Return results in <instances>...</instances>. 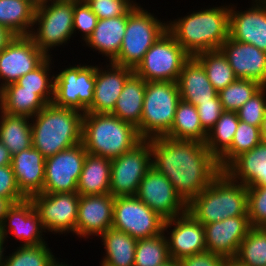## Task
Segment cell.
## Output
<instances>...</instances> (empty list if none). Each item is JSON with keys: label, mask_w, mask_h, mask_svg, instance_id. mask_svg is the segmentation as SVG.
I'll return each instance as SVG.
<instances>
[{"label": "cell", "mask_w": 266, "mask_h": 266, "mask_svg": "<svg viewBox=\"0 0 266 266\" xmlns=\"http://www.w3.org/2000/svg\"><path fill=\"white\" fill-rule=\"evenodd\" d=\"M148 140L152 166L169 179L187 205L221 172L217 159L205 143L166 136Z\"/></svg>", "instance_id": "1"}, {"label": "cell", "mask_w": 266, "mask_h": 266, "mask_svg": "<svg viewBox=\"0 0 266 266\" xmlns=\"http://www.w3.org/2000/svg\"><path fill=\"white\" fill-rule=\"evenodd\" d=\"M229 6L210 7L167 21V30L191 56L219 50L229 37Z\"/></svg>", "instance_id": "2"}, {"label": "cell", "mask_w": 266, "mask_h": 266, "mask_svg": "<svg viewBox=\"0 0 266 266\" xmlns=\"http://www.w3.org/2000/svg\"><path fill=\"white\" fill-rule=\"evenodd\" d=\"M84 113L48 103L31 117L32 146L45 158L82 142Z\"/></svg>", "instance_id": "3"}, {"label": "cell", "mask_w": 266, "mask_h": 266, "mask_svg": "<svg viewBox=\"0 0 266 266\" xmlns=\"http://www.w3.org/2000/svg\"><path fill=\"white\" fill-rule=\"evenodd\" d=\"M187 211L202 225L247 215V186L221 171L188 205Z\"/></svg>", "instance_id": "4"}, {"label": "cell", "mask_w": 266, "mask_h": 266, "mask_svg": "<svg viewBox=\"0 0 266 266\" xmlns=\"http://www.w3.org/2000/svg\"><path fill=\"white\" fill-rule=\"evenodd\" d=\"M142 140L134 125L112 114L84 113L82 143L89 154L114 159Z\"/></svg>", "instance_id": "5"}, {"label": "cell", "mask_w": 266, "mask_h": 266, "mask_svg": "<svg viewBox=\"0 0 266 266\" xmlns=\"http://www.w3.org/2000/svg\"><path fill=\"white\" fill-rule=\"evenodd\" d=\"M181 100L176 82H146L143 111L137 131L142 139L165 136L173 125Z\"/></svg>", "instance_id": "6"}, {"label": "cell", "mask_w": 266, "mask_h": 266, "mask_svg": "<svg viewBox=\"0 0 266 266\" xmlns=\"http://www.w3.org/2000/svg\"><path fill=\"white\" fill-rule=\"evenodd\" d=\"M167 31V23L155 18L141 6L127 11V25L118 56L112 61L117 65L135 69L146 52Z\"/></svg>", "instance_id": "7"}, {"label": "cell", "mask_w": 266, "mask_h": 266, "mask_svg": "<svg viewBox=\"0 0 266 266\" xmlns=\"http://www.w3.org/2000/svg\"><path fill=\"white\" fill-rule=\"evenodd\" d=\"M73 13L72 0H44L36 7L33 25L38 28L29 36L47 57L52 47L65 44L74 35Z\"/></svg>", "instance_id": "8"}, {"label": "cell", "mask_w": 266, "mask_h": 266, "mask_svg": "<svg viewBox=\"0 0 266 266\" xmlns=\"http://www.w3.org/2000/svg\"><path fill=\"white\" fill-rule=\"evenodd\" d=\"M191 56L167 30L144 55L134 72L149 81L177 82L183 65Z\"/></svg>", "instance_id": "9"}, {"label": "cell", "mask_w": 266, "mask_h": 266, "mask_svg": "<svg viewBox=\"0 0 266 266\" xmlns=\"http://www.w3.org/2000/svg\"><path fill=\"white\" fill-rule=\"evenodd\" d=\"M96 66L75 65L61 70L54 76V98L56 106L87 113L93 103Z\"/></svg>", "instance_id": "10"}, {"label": "cell", "mask_w": 266, "mask_h": 266, "mask_svg": "<svg viewBox=\"0 0 266 266\" xmlns=\"http://www.w3.org/2000/svg\"><path fill=\"white\" fill-rule=\"evenodd\" d=\"M164 222V218L136 196L114 197L113 229L143 239L163 233Z\"/></svg>", "instance_id": "11"}, {"label": "cell", "mask_w": 266, "mask_h": 266, "mask_svg": "<svg viewBox=\"0 0 266 266\" xmlns=\"http://www.w3.org/2000/svg\"><path fill=\"white\" fill-rule=\"evenodd\" d=\"M151 167L150 141L143 139L133 149L111 159L110 194L136 196L140 182Z\"/></svg>", "instance_id": "12"}, {"label": "cell", "mask_w": 266, "mask_h": 266, "mask_svg": "<svg viewBox=\"0 0 266 266\" xmlns=\"http://www.w3.org/2000/svg\"><path fill=\"white\" fill-rule=\"evenodd\" d=\"M45 231L75 233L80 194L38 193L30 197ZM47 229V230H46Z\"/></svg>", "instance_id": "13"}, {"label": "cell", "mask_w": 266, "mask_h": 266, "mask_svg": "<svg viewBox=\"0 0 266 266\" xmlns=\"http://www.w3.org/2000/svg\"><path fill=\"white\" fill-rule=\"evenodd\" d=\"M87 153L81 142L45 158V179L41 193L77 192V183Z\"/></svg>", "instance_id": "14"}, {"label": "cell", "mask_w": 266, "mask_h": 266, "mask_svg": "<svg viewBox=\"0 0 266 266\" xmlns=\"http://www.w3.org/2000/svg\"><path fill=\"white\" fill-rule=\"evenodd\" d=\"M136 197L165 220L187 212V204L172 183L153 166L140 182Z\"/></svg>", "instance_id": "15"}, {"label": "cell", "mask_w": 266, "mask_h": 266, "mask_svg": "<svg viewBox=\"0 0 266 266\" xmlns=\"http://www.w3.org/2000/svg\"><path fill=\"white\" fill-rule=\"evenodd\" d=\"M46 58L30 36H15L0 52V89L33 71Z\"/></svg>", "instance_id": "16"}, {"label": "cell", "mask_w": 266, "mask_h": 266, "mask_svg": "<svg viewBox=\"0 0 266 266\" xmlns=\"http://www.w3.org/2000/svg\"><path fill=\"white\" fill-rule=\"evenodd\" d=\"M168 228L171 229L167 233L170 237L166 236L170 258L179 261L184 257L207 251L204 226L188 211L165 220L163 231L168 232Z\"/></svg>", "instance_id": "17"}, {"label": "cell", "mask_w": 266, "mask_h": 266, "mask_svg": "<svg viewBox=\"0 0 266 266\" xmlns=\"http://www.w3.org/2000/svg\"><path fill=\"white\" fill-rule=\"evenodd\" d=\"M7 232L23 241L21 246H37L46 243L42 237L43 232L46 231L30 198L14 203L9 208L0 226L4 243L8 237Z\"/></svg>", "instance_id": "18"}, {"label": "cell", "mask_w": 266, "mask_h": 266, "mask_svg": "<svg viewBox=\"0 0 266 266\" xmlns=\"http://www.w3.org/2000/svg\"><path fill=\"white\" fill-rule=\"evenodd\" d=\"M204 226L206 249L225 258H235L240 243L252 228L248 216L229 217Z\"/></svg>", "instance_id": "19"}, {"label": "cell", "mask_w": 266, "mask_h": 266, "mask_svg": "<svg viewBox=\"0 0 266 266\" xmlns=\"http://www.w3.org/2000/svg\"><path fill=\"white\" fill-rule=\"evenodd\" d=\"M227 58L237 78L266 86V52L251 44L228 37L219 49Z\"/></svg>", "instance_id": "20"}, {"label": "cell", "mask_w": 266, "mask_h": 266, "mask_svg": "<svg viewBox=\"0 0 266 266\" xmlns=\"http://www.w3.org/2000/svg\"><path fill=\"white\" fill-rule=\"evenodd\" d=\"M114 197L111 194L80 195L76 235L100 236L112 228Z\"/></svg>", "instance_id": "21"}, {"label": "cell", "mask_w": 266, "mask_h": 266, "mask_svg": "<svg viewBox=\"0 0 266 266\" xmlns=\"http://www.w3.org/2000/svg\"><path fill=\"white\" fill-rule=\"evenodd\" d=\"M245 11L229 5V37L266 52V4H251Z\"/></svg>", "instance_id": "22"}, {"label": "cell", "mask_w": 266, "mask_h": 266, "mask_svg": "<svg viewBox=\"0 0 266 266\" xmlns=\"http://www.w3.org/2000/svg\"><path fill=\"white\" fill-rule=\"evenodd\" d=\"M103 70L96 65V80L93 93V103L87 112L97 114H112L119 95L127 78L134 69L109 62ZM102 69V70H101Z\"/></svg>", "instance_id": "23"}, {"label": "cell", "mask_w": 266, "mask_h": 266, "mask_svg": "<svg viewBox=\"0 0 266 266\" xmlns=\"http://www.w3.org/2000/svg\"><path fill=\"white\" fill-rule=\"evenodd\" d=\"M11 166L19 190L27 197L43 191L45 157L33 146L12 156Z\"/></svg>", "instance_id": "24"}, {"label": "cell", "mask_w": 266, "mask_h": 266, "mask_svg": "<svg viewBox=\"0 0 266 266\" xmlns=\"http://www.w3.org/2000/svg\"><path fill=\"white\" fill-rule=\"evenodd\" d=\"M176 83L181 100L194 106L199 102H211L218 95L203 66L194 57L183 65Z\"/></svg>", "instance_id": "25"}, {"label": "cell", "mask_w": 266, "mask_h": 266, "mask_svg": "<svg viewBox=\"0 0 266 266\" xmlns=\"http://www.w3.org/2000/svg\"><path fill=\"white\" fill-rule=\"evenodd\" d=\"M231 179L247 187L263 186L266 179V142L236 157L224 170Z\"/></svg>", "instance_id": "26"}, {"label": "cell", "mask_w": 266, "mask_h": 266, "mask_svg": "<svg viewBox=\"0 0 266 266\" xmlns=\"http://www.w3.org/2000/svg\"><path fill=\"white\" fill-rule=\"evenodd\" d=\"M127 25V12L122 16L98 20L92 34L85 41L88 47L98 50L112 62L121 49Z\"/></svg>", "instance_id": "27"}, {"label": "cell", "mask_w": 266, "mask_h": 266, "mask_svg": "<svg viewBox=\"0 0 266 266\" xmlns=\"http://www.w3.org/2000/svg\"><path fill=\"white\" fill-rule=\"evenodd\" d=\"M111 159L87 153L77 183L80 195L110 194Z\"/></svg>", "instance_id": "28"}, {"label": "cell", "mask_w": 266, "mask_h": 266, "mask_svg": "<svg viewBox=\"0 0 266 266\" xmlns=\"http://www.w3.org/2000/svg\"><path fill=\"white\" fill-rule=\"evenodd\" d=\"M146 81L133 72L125 81L112 115L124 122L140 126Z\"/></svg>", "instance_id": "29"}, {"label": "cell", "mask_w": 266, "mask_h": 266, "mask_svg": "<svg viewBox=\"0 0 266 266\" xmlns=\"http://www.w3.org/2000/svg\"><path fill=\"white\" fill-rule=\"evenodd\" d=\"M46 105L35 91L21 90L16 82L0 89V111L5 114L31 118Z\"/></svg>", "instance_id": "30"}, {"label": "cell", "mask_w": 266, "mask_h": 266, "mask_svg": "<svg viewBox=\"0 0 266 266\" xmlns=\"http://www.w3.org/2000/svg\"><path fill=\"white\" fill-rule=\"evenodd\" d=\"M100 237L106 251L101 266H134L136 238L113 228Z\"/></svg>", "instance_id": "31"}, {"label": "cell", "mask_w": 266, "mask_h": 266, "mask_svg": "<svg viewBox=\"0 0 266 266\" xmlns=\"http://www.w3.org/2000/svg\"><path fill=\"white\" fill-rule=\"evenodd\" d=\"M0 112V141L7 147L11 155L32 147L30 117Z\"/></svg>", "instance_id": "32"}, {"label": "cell", "mask_w": 266, "mask_h": 266, "mask_svg": "<svg viewBox=\"0 0 266 266\" xmlns=\"http://www.w3.org/2000/svg\"><path fill=\"white\" fill-rule=\"evenodd\" d=\"M207 134L201 126L197 107L180 100L176 108L171 130L165 136L175 140L205 143Z\"/></svg>", "instance_id": "33"}, {"label": "cell", "mask_w": 266, "mask_h": 266, "mask_svg": "<svg viewBox=\"0 0 266 266\" xmlns=\"http://www.w3.org/2000/svg\"><path fill=\"white\" fill-rule=\"evenodd\" d=\"M35 9L26 0H0V25L16 36H29L33 31Z\"/></svg>", "instance_id": "34"}, {"label": "cell", "mask_w": 266, "mask_h": 266, "mask_svg": "<svg viewBox=\"0 0 266 266\" xmlns=\"http://www.w3.org/2000/svg\"><path fill=\"white\" fill-rule=\"evenodd\" d=\"M238 124L237 112L223 111L208 132L205 146L217 160L231 147Z\"/></svg>", "instance_id": "35"}, {"label": "cell", "mask_w": 266, "mask_h": 266, "mask_svg": "<svg viewBox=\"0 0 266 266\" xmlns=\"http://www.w3.org/2000/svg\"><path fill=\"white\" fill-rule=\"evenodd\" d=\"M194 58L203 66L207 78L217 92L237 79L227 58L220 50L201 52Z\"/></svg>", "instance_id": "36"}, {"label": "cell", "mask_w": 266, "mask_h": 266, "mask_svg": "<svg viewBox=\"0 0 266 266\" xmlns=\"http://www.w3.org/2000/svg\"><path fill=\"white\" fill-rule=\"evenodd\" d=\"M234 259L244 266H266V228L252 227Z\"/></svg>", "instance_id": "37"}, {"label": "cell", "mask_w": 266, "mask_h": 266, "mask_svg": "<svg viewBox=\"0 0 266 266\" xmlns=\"http://www.w3.org/2000/svg\"><path fill=\"white\" fill-rule=\"evenodd\" d=\"M170 259L165 232L137 239L134 266H160Z\"/></svg>", "instance_id": "38"}, {"label": "cell", "mask_w": 266, "mask_h": 266, "mask_svg": "<svg viewBox=\"0 0 266 266\" xmlns=\"http://www.w3.org/2000/svg\"><path fill=\"white\" fill-rule=\"evenodd\" d=\"M259 127L239 120L231 147L217 160L223 171L236 157L250 151L261 142Z\"/></svg>", "instance_id": "39"}, {"label": "cell", "mask_w": 266, "mask_h": 266, "mask_svg": "<svg viewBox=\"0 0 266 266\" xmlns=\"http://www.w3.org/2000/svg\"><path fill=\"white\" fill-rule=\"evenodd\" d=\"M50 58L48 56L37 68L16 81L21 90L35 91L47 104L52 103L54 98V75L49 76Z\"/></svg>", "instance_id": "40"}, {"label": "cell", "mask_w": 266, "mask_h": 266, "mask_svg": "<svg viewBox=\"0 0 266 266\" xmlns=\"http://www.w3.org/2000/svg\"><path fill=\"white\" fill-rule=\"evenodd\" d=\"M52 253L47 243L37 246H20L12 254L6 256L7 258L3 253L1 266H50L56 259Z\"/></svg>", "instance_id": "41"}, {"label": "cell", "mask_w": 266, "mask_h": 266, "mask_svg": "<svg viewBox=\"0 0 266 266\" xmlns=\"http://www.w3.org/2000/svg\"><path fill=\"white\" fill-rule=\"evenodd\" d=\"M262 87L256 81L237 78L218 92L223 111L236 112Z\"/></svg>", "instance_id": "42"}, {"label": "cell", "mask_w": 266, "mask_h": 266, "mask_svg": "<svg viewBox=\"0 0 266 266\" xmlns=\"http://www.w3.org/2000/svg\"><path fill=\"white\" fill-rule=\"evenodd\" d=\"M247 215L252 227L266 228V186L247 187Z\"/></svg>", "instance_id": "43"}, {"label": "cell", "mask_w": 266, "mask_h": 266, "mask_svg": "<svg viewBox=\"0 0 266 266\" xmlns=\"http://www.w3.org/2000/svg\"><path fill=\"white\" fill-rule=\"evenodd\" d=\"M266 86H263L239 110L238 119L244 123L260 127L266 110Z\"/></svg>", "instance_id": "44"}, {"label": "cell", "mask_w": 266, "mask_h": 266, "mask_svg": "<svg viewBox=\"0 0 266 266\" xmlns=\"http://www.w3.org/2000/svg\"><path fill=\"white\" fill-rule=\"evenodd\" d=\"M99 20L124 15L132 6V0H85Z\"/></svg>", "instance_id": "45"}, {"label": "cell", "mask_w": 266, "mask_h": 266, "mask_svg": "<svg viewBox=\"0 0 266 266\" xmlns=\"http://www.w3.org/2000/svg\"><path fill=\"white\" fill-rule=\"evenodd\" d=\"M98 20L85 1H74L73 32L81 31L84 41L92 34Z\"/></svg>", "instance_id": "46"}, {"label": "cell", "mask_w": 266, "mask_h": 266, "mask_svg": "<svg viewBox=\"0 0 266 266\" xmlns=\"http://www.w3.org/2000/svg\"><path fill=\"white\" fill-rule=\"evenodd\" d=\"M0 197L9 198L13 203L21 202L27 198L19 190L11 165L0 167Z\"/></svg>", "instance_id": "47"}, {"label": "cell", "mask_w": 266, "mask_h": 266, "mask_svg": "<svg viewBox=\"0 0 266 266\" xmlns=\"http://www.w3.org/2000/svg\"><path fill=\"white\" fill-rule=\"evenodd\" d=\"M202 128L208 133L223 112L219 95L211 99V102H199L196 106Z\"/></svg>", "instance_id": "48"}, {"label": "cell", "mask_w": 266, "mask_h": 266, "mask_svg": "<svg viewBox=\"0 0 266 266\" xmlns=\"http://www.w3.org/2000/svg\"><path fill=\"white\" fill-rule=\"evenodd\" d=\"M228 258L205 251L184 257L179 260V266H225Z\"/></svg>", "instance_id": "49"}, {"label": "cell", "mask_w": 266, "mask_h": 266, "mask_svg": "<svg viewBox=\"0 0 266 266\" xmlns=\"http://www.w3.org/2000/svg\"><path fill=\"white\" fill-rule=\"evenodd\" d=\"M16 35L7 27L0 25V52L13 40Z\"/></svg>", "instance_id": "50"}, {"label": "cell", "mask_w": 266, "mask_h": 266, "mask_svg": "<svg viewBox=\"0 0 266 266\" xmlns=\"http://www.w3.org/2000/svg\"><path fill=\"white\" fill-rule=\"evenodd\" d=\"M12 155L7 147L0 141V167L11 165Z\"/></svg>", "instance_id": "51"}, {"label": "cell", "mask_w": 266, "mask_h": 266, "mask_svg": "<svg viewBox=\"0 0 266 266\" xmlns=\"http://www.w3.org/2000/svg\"><path fill=\"white\" fill-rule=\"evenodd\" d=\"M14 203L9 199L5 197H0V226L2 225L5 215L7 214L9 208Z\"/></svg>", "instance_id": "52"}, {"label": "cell", "mask_w": 266, "mask_h": 266, "mask_svg": "<svg viewBox=\"0 0 266 266\" xmlns=\"http://www.w3.org/2000/svg\"><path fill=\"white\" fill-rule=\"evenodd\" d=\"M259 130H260L261 140L266 142V110L264 113L263 120L260 124Z\"/></svg>", "instance_id": "53"}, {"label": "cell", "mask_w": 266, "mask_h": 266, "mask_svg": "<svg viewBox=\"0 0 266 266\" xmlns=\"http://www.w3.org/2000/svg\"><path fill=\"white\" fill-rule=\"evenodd\" d=\"M225 266H244V265L240 264L234 258H231V259H227Z\"/></svg>", "instance_id": "54"}, {"label": "cell", "mask_w": 266, "mask_h": 266, "mask_svg": "<svg viewBox=\"0 0 266 266\" xmlns=\"http://www.w3.org/2000/svg\"><path fill=\"white\" fill-rule=\"evenodd\" d=\"M3 244H4L3 237L0 234V266H1L2 258H3V253L5 251V249H4L5 247Z\"/></svg>", "instance_id": "55"}, {"label": "cell", "mask_w": 266, "mask_h": 266, "mask_svg": "<svg viewBox=\"0 0 266 266\" xmlns=\"http://www.w3.org/2000/svg\"><path fill=\"white\" fill-rule=\"evenodd\" d=\"M160 266H179V261L171 258L166 263H164Z\"/></svg>", "instance_id": "56"}, {"label": "cell", "mask_w": 266, "mask_h": 266, "mask_svg": "<svg viewBox=\"0 0 266 266\" xmlns=\"http://www.w3.org/2000/svg\"><path fill=\"white\" fill-rule=\"evenodd\" d=\"M30 2L35 8L38 7L44 0H26Z\"/></svg>", "instance_id": "57"}, {"label": "cell", "mask_w": 266, "mask_h": 266, "mask_svg": "<svg viewBox=\"0 0 266 266\" xmlns=\"http://www.w3.org/2000/svg\"><path fill=\"white\" fill-rule=\"evenodd\" d=\"M50 266H69L68 264H65V262H59L57 261V258L51 263Z\"/></svg>", "instance_id": "58"}, {"label": "cell", "mask_w": 266, "mask_h": 266, "mask_svg": "<svg viewBox=\"0 0 266 266\" xmlns=\"http://www.w3.org/2000/svg\"><path fill=\"white\" fill-rule=\"evenodd\" d=\"M256 4H266V0H255Z\"/></svg>", "instance_id": "59"}, {"label": "cell", "mask_w": 266, "mask_h": 266, "mask_svg": "<svg viewBox=\"0 0 266 266\" xmlns=\"http://www.w3.org/2000/svg\"><path fill=\"white\" fill-rule=\"evenodd\" d=\"M263 185L266 186V179H263Z\"/></svg>", "instance_id": "60"}, {"label": "cell", "mask_w": 266, "mask_h": 266, "mask_svg": "<svg viewBox=\"0 0 266 266\" xmlns=\"http://www.w3.org/2000/svg\"><path fill=\"white\" fill-rule=\"evenodd\" d=\"M72 1H76V2H79V1H85V0H72Z\"/></svg>", "instance_id": "61"}]
</instances>
